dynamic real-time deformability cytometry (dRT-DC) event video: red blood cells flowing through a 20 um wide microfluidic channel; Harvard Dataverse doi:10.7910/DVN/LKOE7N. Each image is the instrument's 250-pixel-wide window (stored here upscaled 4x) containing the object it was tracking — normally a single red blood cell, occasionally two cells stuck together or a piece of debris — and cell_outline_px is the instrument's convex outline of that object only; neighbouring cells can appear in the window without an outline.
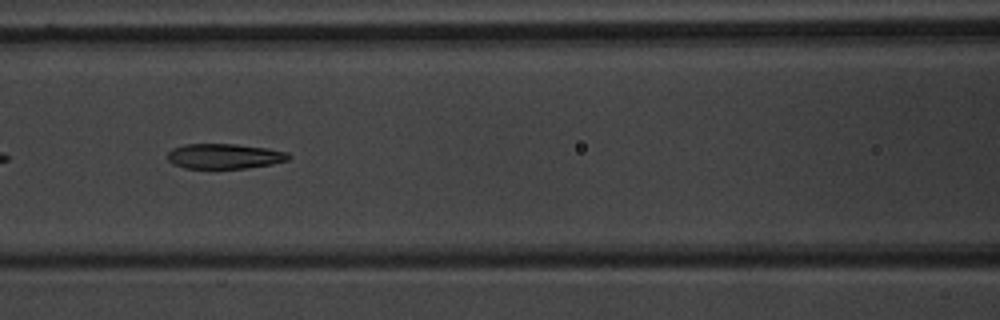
{"species": "common noctule bat (a hibernating species)", "species_latin": "Nyctalus noctula", "temperature_condition": "warm", "stored_images_in_passage": 14, "camera_frame_rate_fps": 3000, "um_per_image_px": 0.085, "animal": {"sex": "male", "body_mass_g": 20.1, "forearm_length_mm": 53.5}, "frame": {"image": 1, "passage_image": 8, "time_ms": 2.333, "image_size_px": [1000, 320], "cell_outline_px": [[292, 156], [288, 160], [272, 164], [244, 168], [184, 168], [172, 164], [168, 160], [168, 152], [172, 148], [184, 144], [236, 144], [268, 148], [288, 152]], "centroid_in_image_um": [19.08, 13.27], "position_along_channel_um": 147.5, "area_um2": 17.8}}